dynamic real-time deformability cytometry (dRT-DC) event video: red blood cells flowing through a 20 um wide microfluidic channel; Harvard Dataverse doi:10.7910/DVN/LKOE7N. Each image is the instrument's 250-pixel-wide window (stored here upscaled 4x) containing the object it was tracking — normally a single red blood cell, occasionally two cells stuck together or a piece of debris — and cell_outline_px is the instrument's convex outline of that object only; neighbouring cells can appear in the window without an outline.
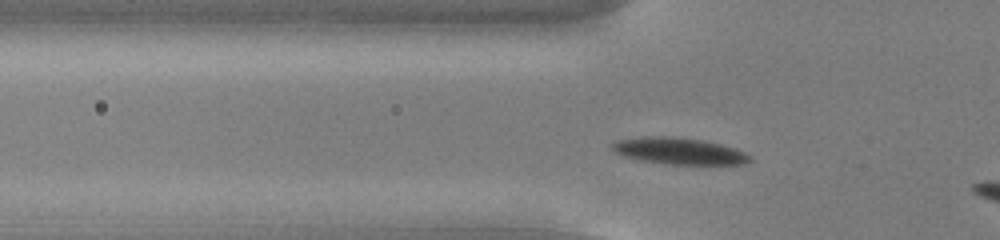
{"species": "common noctule bat (a hibernating species)", "species_latin": "Nyctalus noctula", "temperature_condition": "cold", "stored_images_in_passage": 11, "camera_frame_rate_fps": 3000, "um_per_image_px": 0.085, "animal": {"sex": "male", "body_mass_g": 13.0, "forearm_length_mm": 53.1}, "frame": {"image": 1, "passage_image": 8, "time_ms": 2.333, "image_size_px": [1000, 240], "cell_outline_px": [[752, 160], [744, 164], [664, 164], [640, 160], [624, 156], [616, 152], [612, 148], [612, 144], [620, 140], [640, 136], [668, 136], [704, 140], [736, 148], [752, 156]], "centroid_in_image_um": [57.75, 12.83], "position_along_channel_um": 68.0, "area_um2": 21.33}}